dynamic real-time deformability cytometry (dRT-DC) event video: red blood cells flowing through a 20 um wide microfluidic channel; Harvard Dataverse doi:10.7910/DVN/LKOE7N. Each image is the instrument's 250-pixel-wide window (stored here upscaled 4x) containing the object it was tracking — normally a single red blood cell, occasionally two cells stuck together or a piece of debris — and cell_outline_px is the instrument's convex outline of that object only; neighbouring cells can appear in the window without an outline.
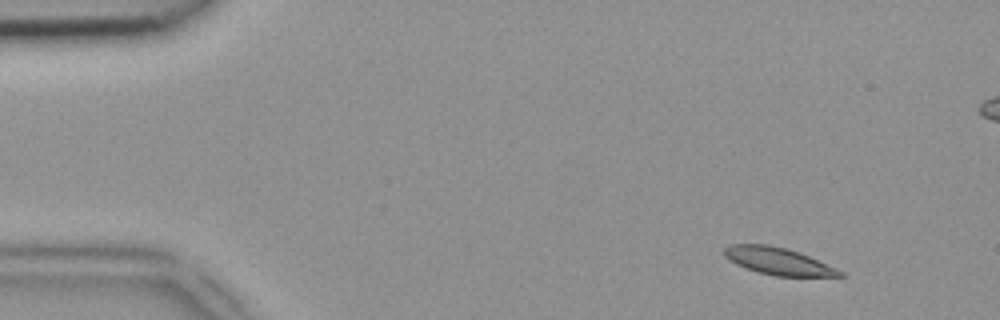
{"species": "common noctule bat (a hibernating species)", "species_latin": "Nyctalus noctula", "temperature_condition": "room temperature", "stored_images_in_passage": 50, "camera_frame_rate_fps": 3000, "um_per_image_px": 0.085, "animal": {"sex": "female", "body_mass_g": 18.4}, "frame": {"image": 1, "passage_image": 4, "time_ms": 1.0, "image_size_px": [1000, 320], "cell_outline_px": [[844, 276], [776, 276], [744, 268], [736, 264], [724, 256], [724, 248], [732, 244], [768, 244], [800, 252], [836, 268], [844, 272]], "centroid_in_image_um": [66.13, 22.19], "position_along_channel_um": 18.9, "area_um2": 18.15}}
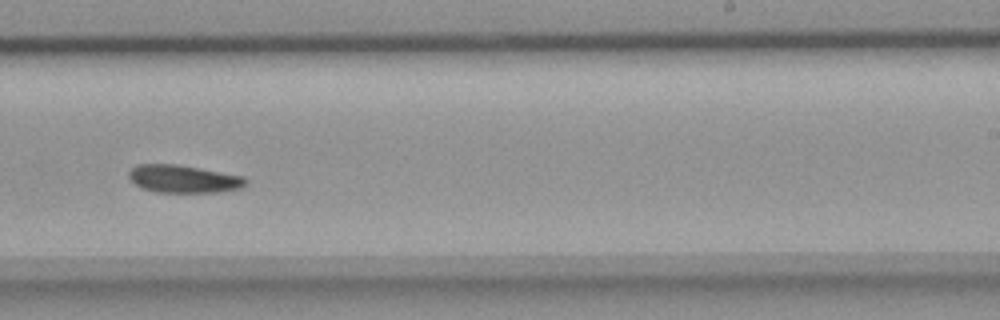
{"frame": {"image": 2, "passage_image": 30, "time_ms": 9.667, "image_size_px": [1000, 320], "cell_outline_px": [[248, 184], [240, 188], [220, 192], [156, 192], [140, 188], [128, 176], [128, 172], [136, 164], [176, 164], [200, 168], [244, 176], [248, 180]], "centroid_in_image_um": [15.61, 15.2], "position_along_channel_um": 273.4, "area_um2": 19.02}}
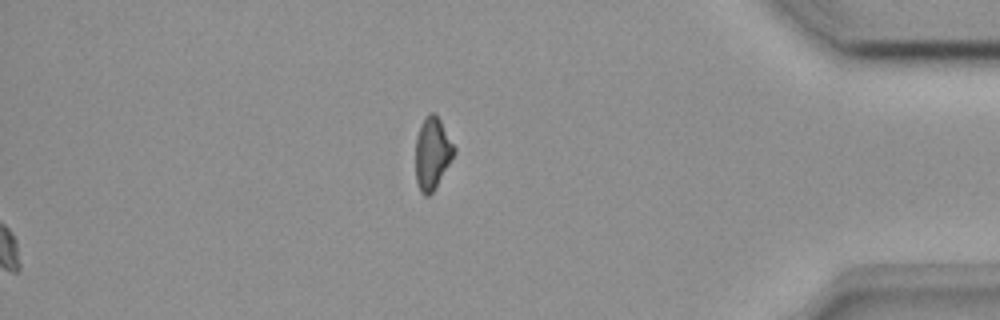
{"frame": {"image": 3, "passage_image": 50, "time_ms": 16.333, "image_size_px": [1000, 320], "cell_outline_px": [[456, 152], [432, 192], [428, 196], [424, 196], [420, 192], [416, 180], [416, 136], [420, 124], [428, 112], [432, 112], [440, 120], [456, 148]], "centroid_in_image_um": [36.73, 13.01], "position_along_channel_um": 398.5, "area_um2": 16.07}}